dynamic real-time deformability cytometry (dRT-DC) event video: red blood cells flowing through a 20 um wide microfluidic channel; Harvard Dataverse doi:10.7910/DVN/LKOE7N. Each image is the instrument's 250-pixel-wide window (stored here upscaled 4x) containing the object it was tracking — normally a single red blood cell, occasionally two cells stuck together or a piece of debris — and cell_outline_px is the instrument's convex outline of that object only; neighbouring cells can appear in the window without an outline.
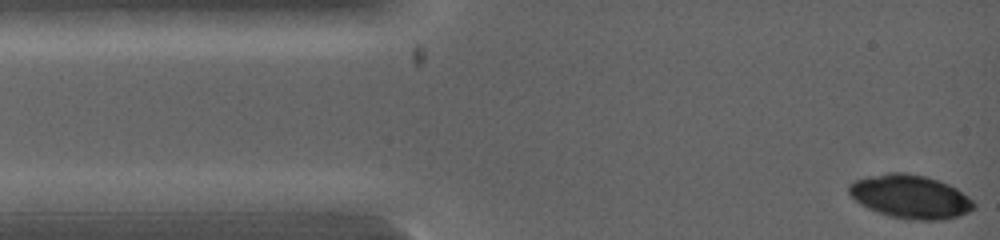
{"species": "common noctule bat (a hibernating species)", "species_latin": "Nyctalus noctula", "temperature_condition": "warm", "stored_images_in_passage": 8, "camera_frame_rate_fps": 5000, "um_per_image_px": 0.085, "animal": {"sex": "female", "body_mass_g": 19.0, "forearm_length_mm": 53.3}, "frame": {"image": 1, "passage_image": 1, "time_ms": 0.0, "image_size_px": [1000, 240], "cell_outline_px": [[976, 208], [960, 216], [944, 220], [920, 220], [892, 216], [868, 208], [860, 204], [848, 192], [848, 184], [856, 180], [868, 176], [888, 172], [904, 172], [924, 176], [940, 180], [956, 188], [968, 196], [976, 204]], "centroid_in_image_um": [77.41, 16.7], "position_along_channel_um": 7.6, "area_um2": 31.62}}